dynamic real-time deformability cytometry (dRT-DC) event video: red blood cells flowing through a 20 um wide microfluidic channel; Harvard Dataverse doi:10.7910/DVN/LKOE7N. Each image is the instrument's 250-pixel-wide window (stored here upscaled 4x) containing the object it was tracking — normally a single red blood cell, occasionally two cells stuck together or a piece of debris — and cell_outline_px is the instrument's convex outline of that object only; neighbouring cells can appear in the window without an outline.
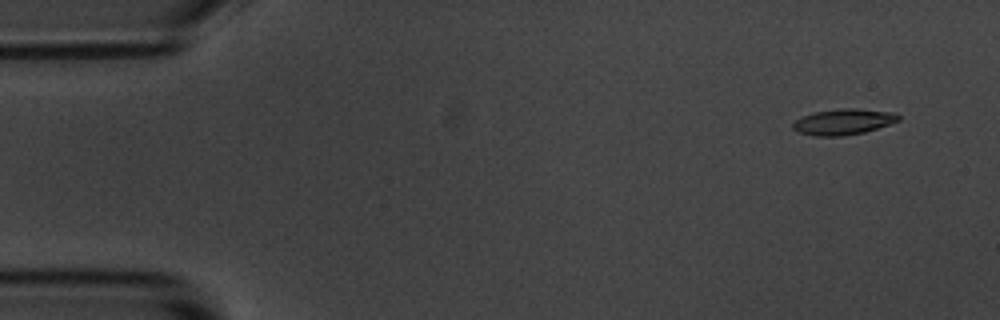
{"species": "common noctule bat (a hibernating species)", "species_latin": "Nyctalus noctula", "temperature_condition": "room temperature", "stored_images_in_passage": 12, "camera_frame_rate_fps": 3000, "um_per_image_px": 0.085, "animal": {"sex": "male", "body_mass_g": 20.1, "forearm_length_mm": 53.5}, "frame": {"image": 1, "passage_image": 1, "time_ms": 0.0, "image_size_px": [1000, 320], "cell_outline_px": [[900, 120], [864, 132], [844, 136], [812, 136], [796, 132], [792, 128], [792, 124], [796, 120], [804, 116], [816, 112], [844, 108], [856, 108], [892, 112], [900, 116]], "centroid_in_image_um": [71.66, 10.36], "position_along_channel_um": 13.3, "area_um2": 15.78}}
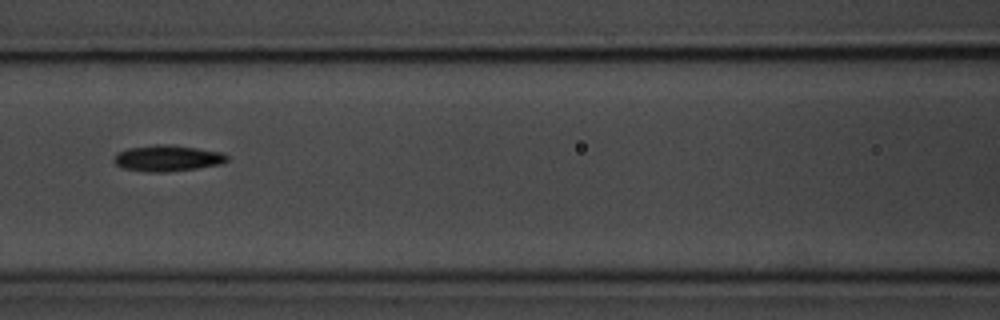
{"frame": {"image": 2, "passage_image": 6, "time_ms": 6.667, "image_size_px": [1000, 320], "cell_outline_px": [[228, 160], [220, 164], [196, 168], [164, 172], [148, 172], [124, 168], [116, 164], [112, 160], [116, 152], [128, 148], [156, 144], [168, 144], [196, 148], [220, 152], [228, 156]], "centroid_in_image_um": [14.18, 13.44], "position_along_channel_um": 152.4, "area_um2": 17.11}}
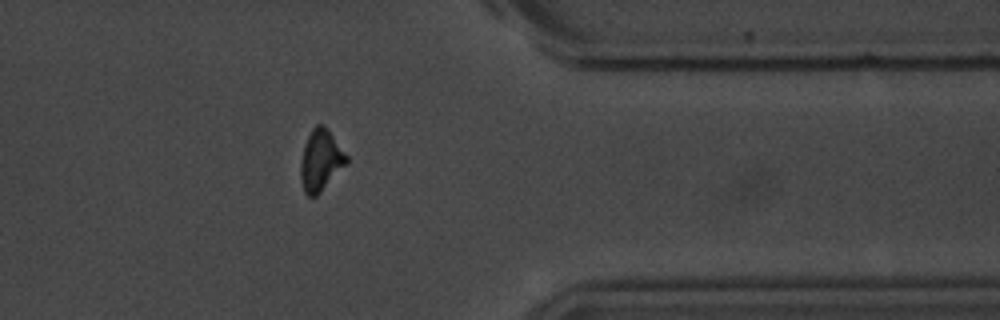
{"frame": {"image": 3, "passage_image": 12, "time_ms": 13.333, "image_size_px": [1000, 320], "cell_outline_px": [[348, 164], [316, 196], [308, 196], [304, 192], [300, 176], [300, 164], [304, 144], [312, 128], [316, 124], [324, 124], [348, 156]], "centroid_in_image_um": [27.27, 13.62], "position_along_channel_um": 384.1, "area_um2": 16.47}, "authors_computed_cell_mechanics": {"area_um2": 16.3574, "velocity_mm_per_s": 3.6887, "shape_relaxation_time_tau1_ms": 4.1069, "shape_relaxation_time_tau2_ms": 9.5002, "deformation_change_tau1": 0.1351, "deformation_change_tau2": 0.1883}}